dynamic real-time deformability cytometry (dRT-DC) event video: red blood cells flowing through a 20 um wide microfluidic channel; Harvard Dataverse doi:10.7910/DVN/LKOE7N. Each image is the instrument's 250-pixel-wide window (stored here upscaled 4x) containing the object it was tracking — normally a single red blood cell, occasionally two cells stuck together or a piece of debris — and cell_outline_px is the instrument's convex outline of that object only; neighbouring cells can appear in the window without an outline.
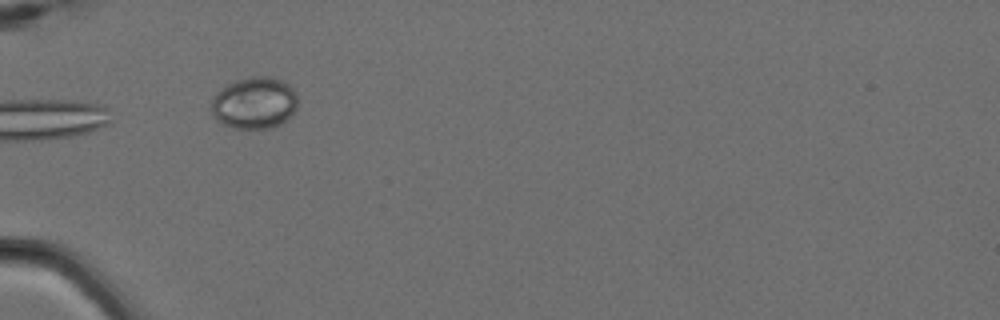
{"species": "Egyptian fruit bat (a non-hibernating species)", "species_latin": "Rousettus aegyptiacus", "temperature_condition": "cold", "stored_images_in_passage": 3, "camera_frame_rate_fps": 3000, "um_per_image_px": 0.085, "animal": {"sex": "female"}, "frame": {"image": 1, "passage_image": 1, "time_ms": 0.0, "image_size_px": [1000, 320], "cell_outline_px": [[296, 108], [288, 120], [280, 124], [268, 128], [232, 128], [216, 120], [212, 112], [212, 100], [216, 92], [228, 84], [236, 80], [252, 76], [268, 76], [280, 80], [288, 84], [296, 92]], "centroid_in_image_um": [21.62, 8.75], "position_along_channel_um": 63.4, "area_um2": 26.01}}